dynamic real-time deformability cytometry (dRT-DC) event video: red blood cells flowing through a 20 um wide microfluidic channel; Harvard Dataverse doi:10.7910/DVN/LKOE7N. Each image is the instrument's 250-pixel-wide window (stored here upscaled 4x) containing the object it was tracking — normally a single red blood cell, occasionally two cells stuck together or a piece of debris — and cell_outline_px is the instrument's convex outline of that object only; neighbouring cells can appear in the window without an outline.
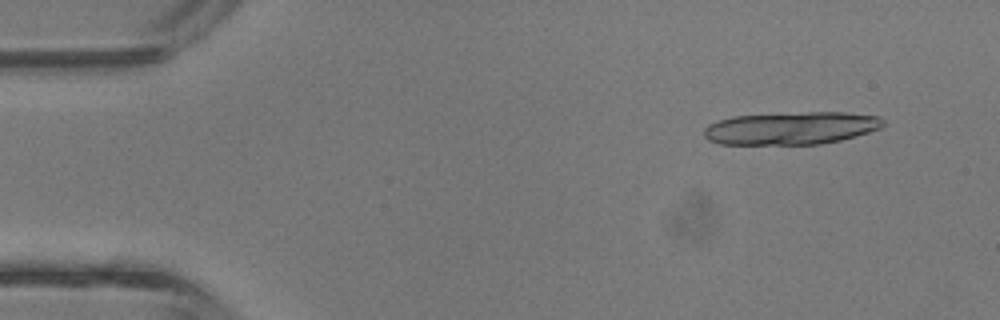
{"species": "common noctule bat (a hibernating species)", "species_latin": "Nyctalus noctula", "temperature_condition": "room temperature", "stored_images_in_passage": 13, "camera_frame_rate_fps": 3000, "um_per_image_px": 0.085, "animal": {"sex": "male", "body_mass_g": 13.3}, "frame": {"image": 1, "passage_image": 2, "time_ms": 0.333, "image_size_px": [1000, 320], "cell_outline_px": [[884, 124], [880, 128], [868, 132], [840, 140], [820, 144], [720, 144], [708, 140], [704, 136], [704, 128], [708, 124], [732, 116], [808, 112], [844, 112], [880, 116], [884, 120]], "centroid_in_image_um": [67.24, 10.89], "position_along_channel_um": 17.8, "area_um2": 34.04}}